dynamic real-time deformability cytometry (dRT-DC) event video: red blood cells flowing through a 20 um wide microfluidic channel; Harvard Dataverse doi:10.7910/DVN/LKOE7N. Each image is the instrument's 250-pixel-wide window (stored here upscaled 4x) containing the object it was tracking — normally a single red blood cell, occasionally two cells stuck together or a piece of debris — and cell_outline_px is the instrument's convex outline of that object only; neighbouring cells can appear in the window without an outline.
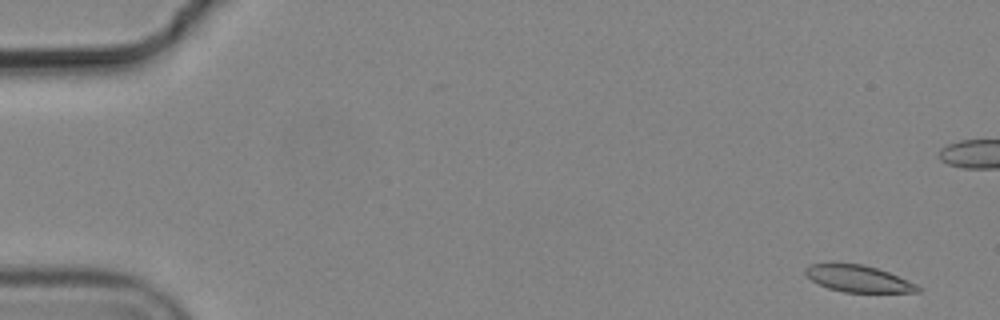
{"species": "common noctule bat (a hibernating species)", "species_latin": "Nyctalus noctula", "temperature_condition": "cold", "stored_images_in_passage": 5, "camera_frame_rate_fps": 3000, "um_per_image_px": 0.085, "animal": {"sex": "male", "body_mass_g": 19.2, "forearm_length_mm": 51.8}, "frame": {"image": 1, "passage_image": 1, "time_ms": 0.0, "image_size_px": [1000, 320], "cell_outline_px": [[920, 292], [844, 292], [828, 288], [812, 280], [804, 272], [804, 268], [812, 264], [832, 260], [864, 264], [888, 272], [916, 284], [920, 288]], "centroid_in_image_um": [72.87, 23.63], "position_along_channel_um": 12.1, "area_um2": 17.86}}
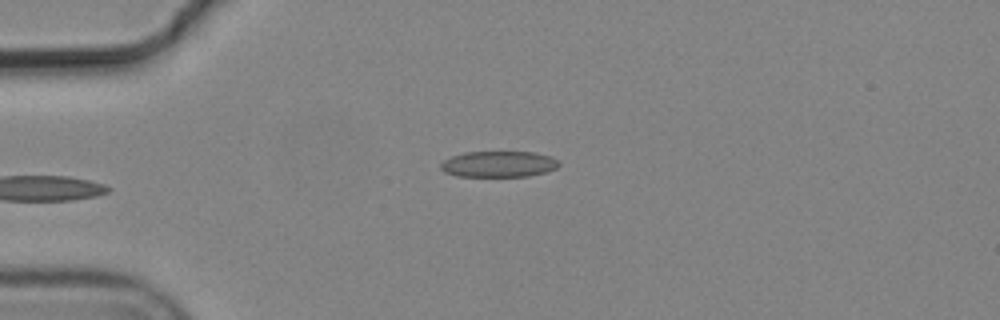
{"frame": {"image": 2, "passage_image": 5, "time_ms": 1.333, "image_size_px": [1000, 320], "cell_outline_px": [[560, 164], [556, 168], [544, 172], [528, 176], [456, 176], [444, 172], [440, 168], [440, 164], [444, 160], [452, 156], [464, 152], [532, 152], [552, 156]], "centroid_in_image_um": [42.36, 13.95], "position_along_channel_um": 42.6, "area_um2": 17.86}}